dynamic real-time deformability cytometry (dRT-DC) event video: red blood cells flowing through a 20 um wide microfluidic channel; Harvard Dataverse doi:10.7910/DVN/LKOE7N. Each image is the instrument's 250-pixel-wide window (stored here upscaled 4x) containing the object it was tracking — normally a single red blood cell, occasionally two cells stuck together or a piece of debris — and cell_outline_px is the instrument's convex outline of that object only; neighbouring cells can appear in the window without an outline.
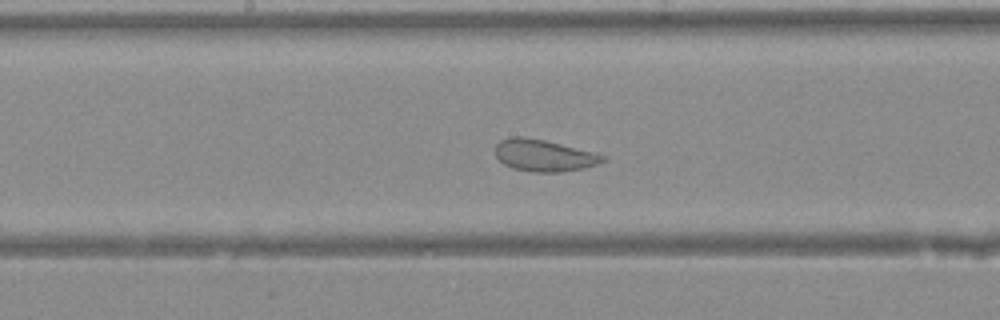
{"species": "Egyptian fruit bat (a non-hibernating species)", "species_latin": "Rousettus aegyptiacus", "temperature_condition": "warm", "stored_images_in_passage": 41, "camera_frame_rate_fps": 3000, "um_per_image_px": 0.085, "animal": {"sex": "female"}, "frame": {"image": 1, "passage_image": 21, "time_ms": 6.667, "image_size_px": [1000, 320], "cell_outline_px": [[608, 160], [584, 168], [560, 172], [532, 172], [512, 168], [504, 164], [496, 156], [496, 144], [500, 140], [512, 136], [524, 136], [544, 140], [596, 152], [608, 156]], "centroid_in_image_um": [46.27, 13.21], "position_along_channel_um": 201.9, "area_um2": 20.11}}
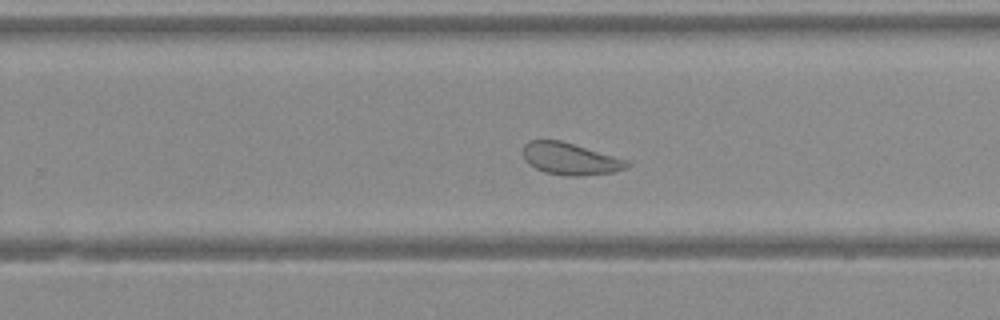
{"frame": {"image": 2, "passage_image": 26, "time_ms": 8.333, "image_size_px": [1000, 320], "cell_outline_px": [[632, 164], [624, 168], [612, 172], [580, 176], [568, 176], [544, 172], [528, 164], [524, 160], [524, 144], [528, 140], [560, 140], [632, 160]], "centroid_in_image_um": [48.51, 13.49], "position_along_channel_um": 281.3, "area_um2": 19.59}}
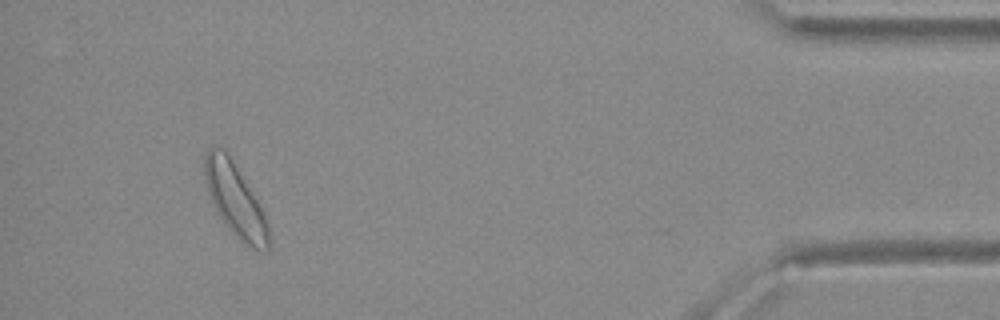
{"frame": {"image": 3, "passage_image": 38, "time_ms": 12.333, "image_size_px": [1000, 320], "cell_outline_px": [[272, 244], [268, 252], [260, 252], [244, 244], [228, 228], [216, 212], [208, 192], [204, 176], [204, 156], [208, 148], [212, 144], [224, 148], [232, 160], [256, 200], [264, 216], [268, 228]], "centroid_in_image_um": [19.97, 17.02], "position_along_channel_um": 415.2, "area_um2": 27.11}}